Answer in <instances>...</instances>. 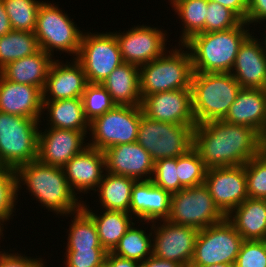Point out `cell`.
<instances>
[{"label": "cell", "mask_w": 266, "mask_h": 267, "mask_svg": "<svg viewBox=\"0 0 266 267\" xmlns=\"http://www.w3.org/2000/svg\"><path fill=\"white\" fill-rule=\"evenodd\" d=\"M157 223V224H156ZM152 224V255L189 267L199 230L167 220Z\"/></svg>", "instance_id": "13"}, {"label": "cell", "mask_w": 266, "mask_h": 267, "mask_svg": "<svg viewBox=\"0 0 266 267\" xmlns=\"http://www.w3.org/2000/svg\"><path fill=\"white\" fill-rule=\"evenodd\" d=\"M248 198L266 200V159L260 154L244 164Z\"/></svg>", "instance_id": "39"}, {"label": "cell", "mask_w": 266, "mask_h": 267, "mask_svg": "<svg viewBox=\"0 0 266 267\" xmlns=\"http://www.w3.org/2000/svg\"><path fill=\"white\" fill-rule=\"evenodd\" d=\"M193 129L189 125L156 121L142 113L136 142L149 152L154 162L177 158L193 147Z\"/></svg>", "instance_id": "9"}, {"label": "cell", "mask_w": 266, "mask_h": 267, "mask_svg": "<svg viewBox=\"0 0 266 267\" xmlns=\"http://www.w3.org/2000/svg\"><path fill=\"white\" fill-rule=\"evenodd\" d=\"M230 73L241 88L266 89V52L252 33L240 45Z\"/></svg>", "instance_id": "21"}, {"label": "cell", "mask_w": 266, "mask_h": 267, "mask_svg": "<svg viewBox=\"0 0 266 267\" xmlns=\"http://www.w3.org/2000/svg\"><path fill=\"white\" fill-rule=\"evenodd\" d=\"M40 50L34 32L11 30L0 37V70L8 63Z\"/></svg>", "instance_id": "32"}, {"label": "cell", "mask_w": 266, "mask_h": 267, "mask_svg": "<svg viewBox=\"0 0 266 267\" xmlns=\"http://www.w3.org/2000/svg\"><path fill=\"white\" fill-rule=\"evenodd\" d=\"M104 152L106 172L139 180H151L154 161L139 143L119 144Z\"/></svg>", "instance_id": "18"}, {"label": "cell", "mask_w": 266, "mask_h": 267, "mask_svg": "<svg viewBox=\"0 0 266 267\" xmlns=\"http://www.w3.org/2000/svg\"><path fill=\"white\" fill-rule=\"evenodd\" d=\"M58 7V4L42 1L37 15L35 36L40 49L52 57H55V50L60 52V56L61 52H65L76 59L83 31Z\"/></svg>", "instance_id": "7"}, {"label": "cell", "mask_w": 266, "mask_h": 267, "mask_svg": "<svg viewBox=\"0 0 266 267\" xmlns=\"http://www.w3.org/2000/svg\"><path fill=\"white\" fill-rule=\"evenodd\" d=\"M3 231H4L3 228L0 226V238L3 237V235H4V234H3V233H4ZM0 240H1V239H0Z\"/></svg>", "instance_id": "53"}, {"label": "cell", "mask_w": 266, "mask_h": 267, "mask_svg": "<svg viewBox=\"0 0 266 267\" xmlns=\"http://www.w3.org/2000/svg\"><path fill=\"white\" fill-rule=\"evenodd\" d=\"M101 85L116 105L141 106L139 67L123 62L115 68Z\"/></svg>", "instance_id": "27"}, {"label": "cell", "mask_w": 266, "mask_h": 267, "mask_svg": "<svg viewBox=\"0 0 266 267\" xmlns=\"http://www.w3.org/2000/svg\"><path fill=\"white\" fill-rule=\"evenodd\" d=\"M265 28H266V26H265ZM262 36H264V37H263L264 41H263L262 38H261L260 40H262V41H261V44H262V46H263V50L266 52V33H264V35H262Z\"/></svg>", "instance_id": "52"}, {"label": "cell", "mask_w": 266, "mask_h": 267, "mask_svg": "<svg viewBox=\"0 0 266 267\" xmlns=\"http://www.w3.org/2000/svg\"><path fill=\"white\" fill-rule=\"evenodd\" d=\"M266 21V0H248L246 23L254 26ZM257 23V24H255Z\"/></svg>", "instance_id": "45"}, {"label": "cell", "mask_w": 266, "mask_h": 267, "mask_svg": "<svg viewBox=\"0 0 266 267\" xmlns=\"http://www.w3.org/2000/svg\"><path fill=\"white\" fill-rule=\"evenodd\" d=\"M76 60L82 65L89 84H101L123 63L115 33L84 32Z\"/></svg>", "instance_id": "11"}, {"label": "cell", "mask_w": 266, "mask_h": 267, "mask_svg": "<svg viewBox=\"0 0 266 267\" xmlns=\"http://www.w3.org/2000/svg\"><path fill=\"white\" fill-rule=\"evenodd\" d=\"M44 115L49 128L89 131V121L84 114L82 98L43 101Z\"/></svg>", "instance_id": "29"}, {"label": "cell", "mask_w": 266, "mask_h": 267, "mask_svg": "<svg viewBox=\"0 0 266 267\" xmlns=\"http://www.w3.org/2000/svg\"><path fill=\"white\" fill-rule=\"evenodd\" d=\"M17 192L26 186L31 196L56 215L66 216L82 209L84 201L72 190L64 171L39 160L23 164L16 170ZM80 198V200H79Z\"/></svg>", "instance_id": "2"}, {"label": "cell", "mask_w": 266, "mask_h": 267, "mask_svg": "<svg viewBox=\"0 0 266 267\" xmlns=\"http://www.w3.org/2000/svg\"><path fill=\"white\" fill-rule=\"evenodd\" d=\"M189 267H236L235 263H220V264H212L208 266H189Z\"/></svg>", "instance_id": "51"}, {"label": "cell", "mask_w": 266, "mask_h": 267, "mask_svg": "<svg viewBox=\"0 0 266 267\" xmlns=\"http://www.w3.org/2000/svg\"><path fill=\"white\" fill-rule=\"evenodd\" d=\"M225 218L205 184L183 188L171 194L168 222L201 230Z\"/></svg>", "instance_id": "10"}, {"label": "cell", "mask_w": 266, "mask_h": 267, "mask_svg": "<svg viewBox=\"0 0 266 267\" xmlns=\"http://www.w3.org/2000/svg\"><path fill=\"white\" fill-rule=\"evenodd\" d=\"M178 46L177 48L175 46V49L172 47V50H167L162 56L139 67L142 99L159 92L191 89L194 73L191 55L183 44Z\"/></svg>", "instance_id": "5"}, {"label": "cell", "mask_w": 266, "mask_h": 267, "mask_svg": "<svg viewBox=\"0 0 266 267\" xmlns=\"http://www.w3.org/2000/svg\"><path fill=\"white\" fill-rule=\"evenodd\" d=\"M143 114L153 120L196 126L191 89H178L147 95L142 99Z\"/></svg>", "instance_id": "16"}, {"label": "cell", "mask_w": 266, "mask_h": 267, "mask_svg": "<svg viewBox=\"0 0 266 267\" xmlns=\"http://www.w3.org/2000/svg\"><path fill=\"white\" fill-rule=\"evenodd\" d=\"M236 267H266V240H244Z\"/></svg>", "instance_id": "43"}, {"label": "cell", "mask_w": 266, "mask_h": 267, "mask_svg": "<svg viewBox=\"0 0 266 267\" xmlns=\"http://www.w3.org/2000/svg\"><path fill=\"white\" fill-rule=\"evenodd\" d=\"M9 17L12 30L35 32L37 15L41 1L2 0Z\"/></svg>", "instance_id": "35"}, {"label": "cell", "mask_w": 266, "mask_h": 267, "mask_svg": "<svg viewBox=\"0 0 266 267\" xmlns=\"http://www.w3.org/2000/svg\"><path fill=\"white\" fill-rule=\"evenodd\" d=\"M259 141L255 129L224 120L197 124L193 129V147L207 168L246 164L259 154Z\"/></svg>", "instance_id": "1"}, {"label": "cell", "mask_w": 266, "mask_h": 267, "mask_svg": "<svg viewBox=\"0 0 266 267\" xmlns=\"http://www.w3.org/2000/svg\"><path fill=\"white\" fill-rule=\"evenodd\" d=\"M166 30L150 25H138L123 32H114L123 62L138 67L147 64L167 51Z\"/></svg>", "instance_id": "14"}, {"label": "cell", "mask_w": 266, "mask_h": 267, "mask_svg": "<svg viewBox=\"0 0 266 267\" xmlns=\"http://www.w3.org/2000/svg\"><path fill=\"white\" fill-rule=\"evenodd\" d=\"M151 181L170 194L183 189L178 178L177 158L160 159L154 162Z\"/></svg>", "instance_id": "40"}, {"label": "cell", "mask_w": 266, "mask_h": 267, "mask_svg": "<svg viewBox=\"0 0 266 267\" xmlns=\"http://www.w3.org/2000/svg\"><path fill=\"white\" fill-rule=\"evenodd\" d=\"M40 122L0 112V166L16 170L37 159Z\"/></svg>", "instance_id": "6"}, {"label": "cell", "mask_w": 266, "mask_h": 267, "mask_svg": "<svg viewBox=\"0 0 266 267\" xmlns=\"http://www.w3.org/2000/svg\"><path fill=\"white\" fill-rule=\"evenodd\" d=\"M173 10L182 20V33L178 44H184L192 36L205 32V19L208 7V0H174Z\"/></svg>", "instance_id": "31"}, {"label": "cell", "mask_w": 266, "mask_h": 267, "mask_svg": "<svg viewBox=\"0 0 266 267\" xmlns=\"http://www.w3.org/2000/svg\"><path fill=\"white\" fill-rule=\"evenodd\" d=\"M223 120L249 126L260 134L266 129V89L241 88Z\"/></svg>", "instance_id": "24"}, {"label": "cell", "mask_w": 266, "mask_h": 267, "mask_svg": "<svg viewBox=\"0 0 266 267\" xmlns=\"http://www.w3.org/2000/svg\"><path fill=\"white\" fill-rule=\"evenodd\" d=\"M105 265L107 267H141L139 262L117 256L112 252H107Z\"/></svg>", "instance_id": "47"}, {"label": "cell", "mask_w": 266, "mask_h": 267, "mask_svg": "<svg viewBox=\"0 0 266 267\" xmlns=\"http://www.w3.org/2000/svg\"><path fill=\"white\" fill-rule=\"evenodd\" d=\"M141 267H183L181 264L151 255L140 263Z\"/></svg>", "instance_id": "48"}, {"label": "cell", "mask_w": 266, "mask_h": 267, "mask_svg": "<svg viewBox=\"0 0 266 267\" xmlns=\"http://www.w3.org/2000/svg\"><path fill=\"white\" fill-rule=\"evenodd\" d=\"M87 84L83 67L76 59L72 58L71 63L55 59L42 90V100L82 98Z\"/></svg>", "instance_id": "19"}, {"label": "cell", "mask_w": 266, "mask_h": 267, "mask_svg": "<svg viewBox=\"0 0 266 267\" xmlns=\"http://www.w3.org/2000/svg\"><path fill=\"white\" fill-rule=\"evenodd\" d=\"M73 220L69 225L66 249L103 248L93 219L83 210L70 214Z\"/></svg>", "instance_id": "34"}, {"label": "cell", "mask_w": 266, "mask_h": 267, "mask_svg": "<svg viewBox=\"0 0 266 267\" xmlns=\"http://www.w3.org/2000/svg\"><path fill=\"white\" fill-rule=\"evenodd\" d=\"M42 106L38 87L8 81L0 74V112L44 121Z\"/></svg>", "instance_id": "23"}, {"label": "cell", "mask_w": 266, "mask_h": 267, "mask_svg": "<svg viewBox=\"0 0 266 267\" xmlns=\"http://www.w3.org/2000/svg\"><path fill=\"white\" fill-rule=\"evenodd\" d=\"M137 180L128 176L114 175L105 171L97 189L103 210L129 213L132 187Z\"/></svg>", "instance_id": "30"}, {"label": "cell", "mask_w": 266, "mask_h": 267, "mask_svg": "<svg viewBox=\"0 0 266 267\" xmlns=\"http://www.w3.org/2000/svg\"><path fill=\"white\" fill-rule=\"evenodd\" d=\"M244 239L225 218L199 230L190 266L235 263Z\"/></svg>", "instance_id": "12"}, {"label": "cell", "mask_w": 266, "mask_h": 267, "mask_svg": "<svg viewBox=\"0 0 266 267\" xmlns=\"http://www.w3.org/2000/svg\"><path fill=\"white\" fill-rule=\"evenodd\" d=\"M259 154L266 159V129L260 133Z\"/></svg>", "instance_id": "50"}, {"label": "cell", "mask_w": 266, "mask_h": 267, "mask_svg": "<svg viewBox=\"0 0 266 267\" xmlns=\"http://www.w3.org/2000/svg\"><path fill=\"white\" fill-rule=\"evenodd\" d=\"M177 168L179 182L183 188L204 184L208 168L194 147L177 157Z\"/></svg>", "instance_id": "36"}, {"label": "cell", "mask_w": 266, "mask_h": 267, "mask_svg": "<svg viewBox=\"0 0 266 267\" xmlns=\"http://www.w3.org/2000/svg\"><path fill=\"white\" fill-rule=\"evenodd\" d=\"M43 130L38 133L37 160L41 163L62 168L88 146L84 140L89 131L49 127Z\"/></svg>", "instance_id": "17"}, {"label": "cell", "mask_w": 266, "mask_h": 267, "mask_svg": "<svg viewBox=\"0 0 266 267\" xmlns=\"http://www.w3.org/2000/svg\"><path fill=\"white\" fill-rule=\"evenodd\" d=\"M55 59L40 49L31 56L8 63L0 74L8 81L44 88L51 64Z\"/></svg>", "instance_id": "25"}, {"label": "cell", "mask_w": 266, "mask_h": 267, "mask_svg": "<svg viewBox=\"0 0 266 267\" xmlns=\"http://www.w3.org/2000/svg\"><path fill=\"white\" fill-rule=\"evenodd\" d=\"M240 89V84L231 73L194 72L191 92L196 125L223 120Z\"/></svg>", "instance_id": "4"}, {"label": "cell", "mask_w": 266, "mask_h": 267, "mask_svg": "<svg viewBox=\"0 0 266 267\" xmlns=\"http://www.w3.org/2000/svg\"><path fill=\"white\" fill-rule=\"evenodd\" d=\"M62 169L76 194H87L91 191L95 193L106 171L104 152L87 146L81 153L72 157Z\"/></svg>", "instance_id": "20"}, {"label": "cell", "mask_w": 266, "mask_h": 267, "mask_svg": "<svg viewBox=\"0 0 266 267\" xmlns=\"http://www.w3.org/2000/svg\"><path fill=\"white\" fill-rule=\"evenodd\" d=\"M135 225L137 226L136 221L120 239L112 253L141 263L152 255V225L149 233H146V228L143 230L138 228L139 224L137 227Z\"/></svg>", "instance_id": "33"}, {"label": "cell", "mask_w": 266, "mask_h": 267, "mask_svg": "<svg viewBox=\"0 0 266 267\" xmlns=\"http://www.w3.org/2000/svg\"><path fill=\"white\" fill-rule=\"evenodd\" d=\"M12 30L9 17L2 0H0V37Z\"/></svg>", "instance_id": "49"}, {"label": "cell", "mask_w": 266, "mask_h": 267, "mask_svg": "<svg viewBox=\"0 0 266 267\" xmlns=\"http://www.w3.org/2000/svg\"><path fill=\"white\" fill-rule=\"evenodd\" d=\"M226 219L244 240H266V200L247 198Z\"/></svg>", "instance_id": "26"}, {"label": "cell", "mask_w": 266, "mask_h": 267, "mask_svg": "<svg viewBox=\"0 0 266 267\" xmlns=\"http://www.w3.org/2000/svg\"><path fill=\"white\" fill-rule=\"evenodd\" d=\"M65 267H103L107 251L104 248L66 249Z\"/></svg>", "instance_id": "42"}, {"label": "cell", "mask_w": 266, "mask_h": 267, "mask_svg": "<svg viewBox=\"0 0 266 267\" xmlns=\"http://www.w3.org/2000/svg\"><path fill=\"white\" fill-rule=\"evenodd\" d=\"M141 106L115 105L103 115L89 122V147L101 150L119 144L137 141L140 126Z\"/></svg>", "instance_id": "8"}, {"label": "cell", "mask_w": 266, "mask_h": 267, "mask_svg": "<svg viewBox=\"0 0 266 267\" xmlns=\"http://www.w3.org/2000/svg\"><path fill=\"white\" fill-rule=\"evenodd\" d=\"M82 102L85 117L89 122L116 105L111 95L101 84L88 83L82 95Z\"/></svg>", "instance_id": "38"}, {"label": "cell", "mask_w": 266, "mask_h": 267, "mask_svg": "<svg viewBox=\"0 0 266 267\" xmlns=\"http://www.w3.org/2000/svg\"><path fill=\"white\" fill-rule=\"evenodd\" d=\"M170 203L171 194L168 191L156 186L151 180H139L132 187L129 213L140 223L166 220L170 213Z\"/></svg>", "instance_id": "22"}, {"label": "cell", "mask_w": 266, "mask_h": 267, "mask_svg": "<svg viewBox=\"0 0 266 267\" xmlns=\"http://www.w3.org/2000/svg\"><path fill=\"white\" fill-rule=\"evenodd\" d=\"M82 209L93 219L101 245L107 252L114 250L120 239L134 223L133 219L136 220L130 213L123 211L102 209L101 214H97L91 210L89 204L87 206L86 200L83 202Z\"/></svg>", "instance_id": "28"}, {"label": "cell", "mask_w": 266, "mask_h": 267, "mask_svg": "<svg viewBox=\"0 0 266 267\" xmlns=\"http://www.w3.org/2000/svg\"><path fill=\"white\" fill-rule=\"evenodd\" d=\"M242 21L238 26L217 32H204L192 36L183 45L189 50L193 72L230 73L243 41L254 32Z\"/></svg>", "instance_id": "3"}, {"label": "cell", "mask_w": 266, "mask_h": 267, "mask_svg": "<svg viewBox=\"0 0 266 267\" xmlns=\"http://www.w3.org/2000/svg\"><path fill=\"white\" fill-rule=\"evenodd\" d=\"M204 184L225 216L248 198L244 165L208 168Z\"/></svg>", "instance_id": "15"}, {"label": "cell", "mask_w": 266, "mask_h": 267, "mask_svg": "<svg viewBox=\"0 0 266 267\" xmlns=\"http://www.w3.org/2000/svg\"><path fill=\"white\" fill-rule=\"evenodd\" d=\"M217 2L233 11L242 21L246 22L248 13V0H208Z\"/></svg>", "instance_id": "46"}, {"label": "cell", "mask_w": 266, "mask_h": 267, "mask_svg": "<svg viewBox=\"0 0 266 267\" xmlns=\"http://www.w3.org/2000/svg\"><path fill=\"white\" fill-rule=\"evenodd\" d=\"M242 20L230 9L208 1L205 32L226 31L238 26Z\"/></svg>", "instance_id": "41"}, {"label": "cell", "mask_w": 266, "mask_h": 267, "mask_svg": "<svg viewBox=\"0 0 266 267\" xmlns=\"http://www.w3.org/2000/svg\"><path fill=\"white\" fill-rule=\"evenodd\" d=\"M18 195L15 170L0 166V226L3 229V224L6 225L4 222L13 219V212L17 209L15 205L18 203Z\"/></svg>", "instance_id": "37"}, {"label": "cell", "mask_w": 266, "mask_h": 267, "mask_svg": "<svg viewBox=\"0 0 266 267\" xmlns=\"http://www.w3.org/2000/svg\"><path fill=\"white\" fill-rule=\"evenodd\" d=\"M8 252L0 251V267H47L41 257L33 258L18 252Z\"/></svg>", "instance_id": "44"}]
</instances>
